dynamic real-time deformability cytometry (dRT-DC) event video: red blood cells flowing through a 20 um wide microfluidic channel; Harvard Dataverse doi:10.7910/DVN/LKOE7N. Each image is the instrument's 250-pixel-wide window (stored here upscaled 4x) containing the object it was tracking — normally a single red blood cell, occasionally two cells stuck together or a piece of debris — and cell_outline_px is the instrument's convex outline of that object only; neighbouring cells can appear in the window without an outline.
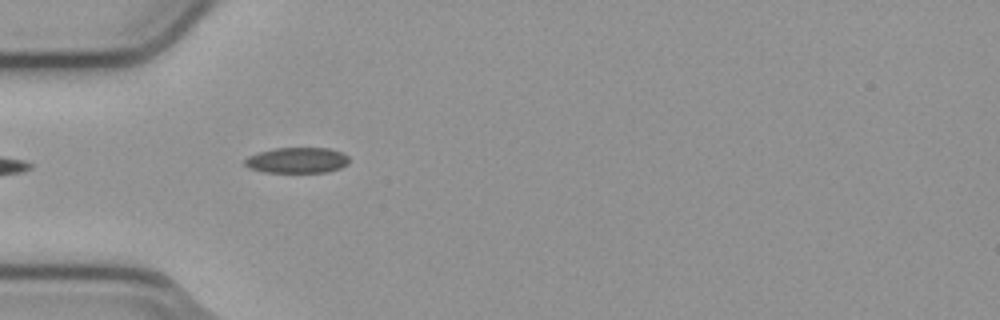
{"species": "common noctule bat (a hibernating species)", "species_latin": "Nyctalus noctula", "temperature_condition": "cold", "stored_images_in_passage": 7, "camera_frame_rate_fps": 3000, "um_per_image_px": 0.085, "animal": {"sex": "male", "body_mass_g": 23.1, "forearm_length_mm": 52.7}, "frame": {"image": 1, "passage_image": 1, "time_ms": 0.0, "image_size_px": [1000, 320], "cell_outline_px": [[348, 164], [340, 168], [328, 172], [264, 172], [248, 168], [244, 164], [244, 160], [248, 156], [260, 152], [276, 148], [328, 148], [340, 152], [348, 156]], "centroid_in_image_um": [25.24, 13.63], "position_along_channel_um": 59.8, "area_um2": 15.55}}